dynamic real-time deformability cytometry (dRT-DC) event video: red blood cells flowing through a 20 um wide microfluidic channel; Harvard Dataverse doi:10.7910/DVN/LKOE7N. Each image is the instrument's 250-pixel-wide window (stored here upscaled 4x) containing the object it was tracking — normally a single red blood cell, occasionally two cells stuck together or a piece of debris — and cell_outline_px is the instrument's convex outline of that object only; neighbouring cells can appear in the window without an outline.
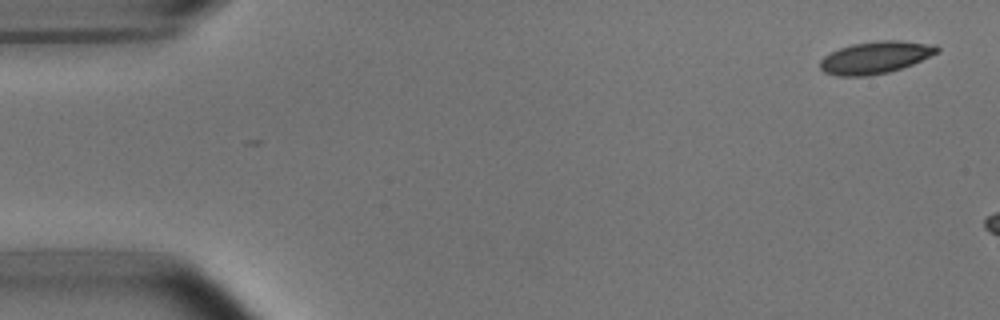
{"species": "common noctule bat (a hibernating species)", "species_latin": "Nyctalus noctula", "temperature_condition": "room temperature", "stored_images_in_passage": 6, "camera_frame_rate_fps": 3000, "um_per_image_px": 0.085, "animal": {"sex": "male", "body_mass_g": 15.6}, "frame": {"image": 1, "passage_image": 1, "time_ms": 0.0, "image_size_px": [1000, 320], "cell_outline_px": [[940, 52], [912, 64], [888, 72], [868, 76], [836, 76], [824, 72], [820, 68], [820, 60], [824, 56], [840, 48], [852, 44], [880, 40], [896, 40], [936, 44], [940, 48]], "centroid_in_image_um": [74.43, 4.88], "position_along_channel_um": 10.6, "area_um2": 21.96}}